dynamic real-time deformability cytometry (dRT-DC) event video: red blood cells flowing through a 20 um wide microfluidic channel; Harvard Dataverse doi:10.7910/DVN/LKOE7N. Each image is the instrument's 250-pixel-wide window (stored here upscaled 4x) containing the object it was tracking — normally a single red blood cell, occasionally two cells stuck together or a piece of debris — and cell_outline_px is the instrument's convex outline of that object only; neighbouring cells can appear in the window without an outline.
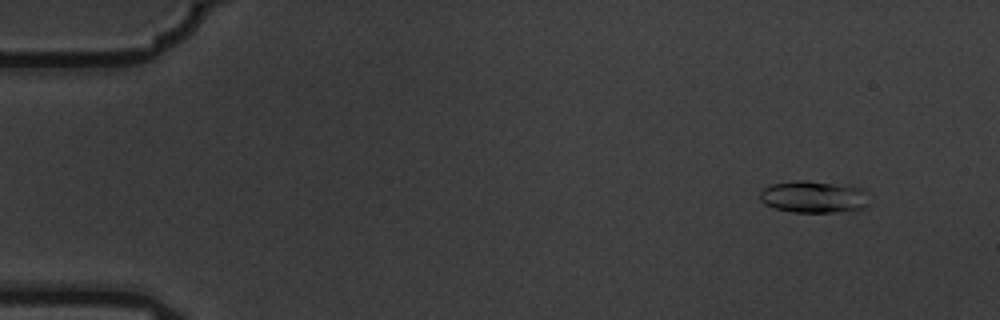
{"species": "common noctule bat (a hibernating species)", "species_latin": "Nyctalus noctula", "temperature_condition": "warm", "stored_images_in_passage": 9, "camera_frame_rate_fps": 3000, "um_per_image_px": 0.085, "animal": {"sex": "male", "body_mass_g": 19.5, "forearm_length_mm": 54.6}, "frame": {"image": 1, "passage_image": 2, "time_ms": 0.333, "image_size_px": [1000, 320], "cell_outline_px": [[868, 204], [864, 208], [832, 212], [792, 212], [776, 208], [764, 204], [760, 200], [760, 192], [764, 188], [772, 184], [796, 180], [804, 180], [848, 184], [860, 188]], "centroid_in_image_um": [69.11, 16.72], "position_along_channel_um": 15.9, "area_um2": 20.23}}
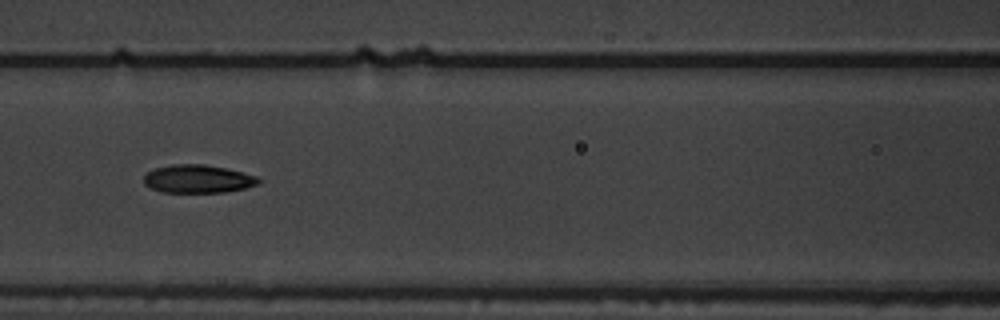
{"frame": {"image": 2, "passage_image": 7, "time_ms": 2.0, "image_size_px": [1000, 320], "cell_outline_px": [[260, 184], [244, 188], [224, 192], [160, 192], [144, 184], [144, 176], [148, 172], [156, 168], [172, 164], [204, 164], [228, 168], [256, 176], [260, 180]], "centroid_in_image_um": [16.83, 15.2], "position_along_channel_um": 149.8, "area_um2": 18.79}}
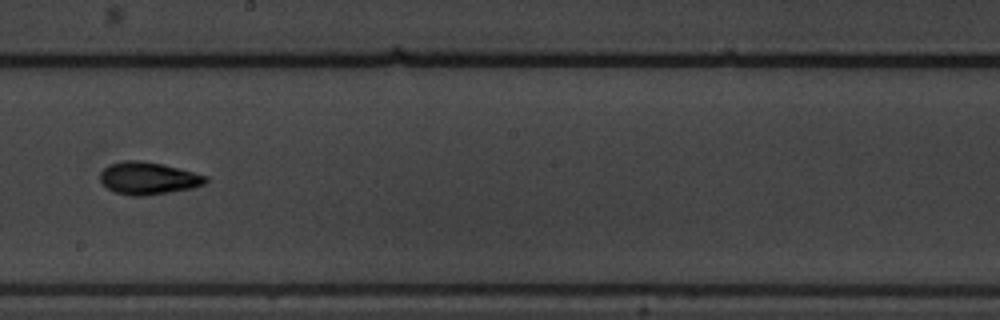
{"frame": {"image": 3, "passage_image": 9, "time_ms": 2.667, "image_size_px": [1000, 320], "cell_outline_px": [[208, 180], [204, 184], [192, 188], [168, 192], [140, 196], [128, 196], [116, 192], [108, 188], [100, 180], [100, 172], [108, 164], [124, 160], [140, 160], [160, 164], [208, 176]], "centroid_in_image_um": [12.56, 15.15], "position_along_channel_um": 235.6, "area_um2": 19.71}}